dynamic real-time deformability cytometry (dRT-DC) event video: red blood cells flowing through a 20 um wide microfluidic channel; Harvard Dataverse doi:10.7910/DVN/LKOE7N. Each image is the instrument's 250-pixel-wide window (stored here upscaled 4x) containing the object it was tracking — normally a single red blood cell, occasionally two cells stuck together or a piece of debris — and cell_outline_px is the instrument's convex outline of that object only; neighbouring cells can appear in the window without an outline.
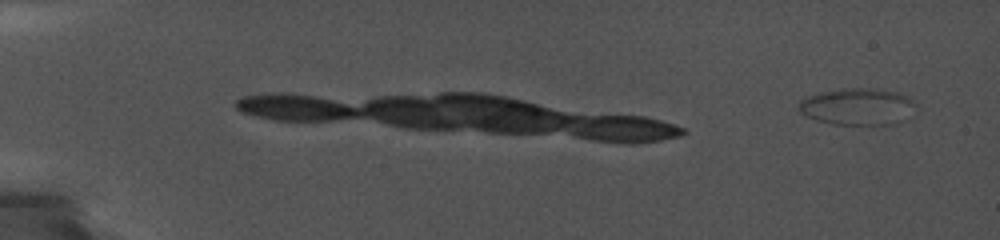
{"species": "common noctule bat (a hibernating species)", "species_latin": "Nyctalus noctula", "temperature_condition": "cold", "stored_images_in_passage": 65, "camera_frame_rate_fps": 5000, "um_per_image_px": 0.085, "animal": {"sex": "female", "body_mass_g": 19.0, "forearm_length_mm": 56.7}, "frame": {"image": 1, "passage_image": 6, "time_ms": 1.2, "image_size_px": [1000, 240], "cell_outline_px": [[912, 104], [896, 124], [832, 124], [816, 120], [800, 112], [800, 104], [808, 96], [828, 92], [856, 88], [888, 92], [900, 96], [908, 100]], "centroid_in_image_um": [72.73, 9.11], "position_along_channel_um": 12.3, "area_um2": 22.89}}
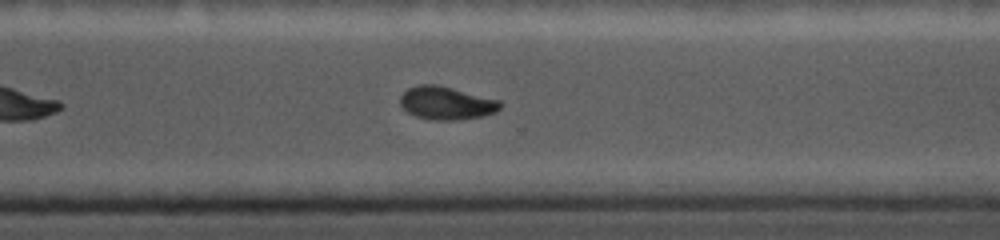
{"frame": {"image": 2, "passage_image": 50, "time_ms": 11.2, "image_size_px": [1000, 240], "cell_outline_px": [[500, 108], [496, 112], [484, 116], [452, 120], [436, 120], [416, 116], [408, 112], [400, 104], [400, 96], [408, 88], [420, 84], [436, 84], [500, 100]], "centroid_in_image_um": [37.94, 8.75], "position_along_channel_um": 332.7, "area_um2": 19.07}}
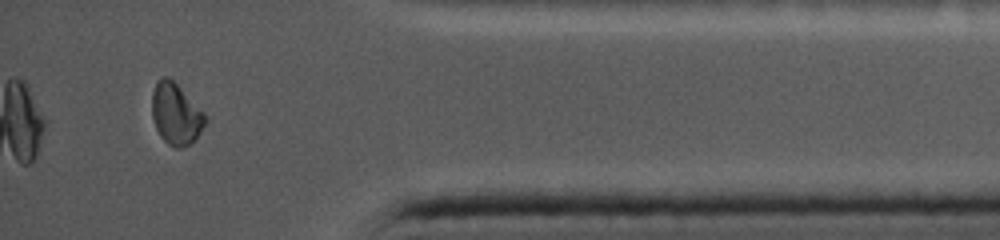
{"frame": {"image": 3, "passage_image": 62, "time_ms": 13.8, "image_size_px": [1000, 240], "cell_outline_px": [[208, 120], [196, 140], [184, 148], [176, 148], [168, 144], [160, 136], [156, 128], [152, 116], [152, 92], [156, 80], [160, 76], [168, 76], [204, 112]], "centroid_in_image_um": [14.95, 9.7], "position_along_channel_um": 420.2, "area_um2": 19.25}, "authors_computed_cell_mechanics": {"area_um2": 20.4612, "velocity_mm_per_s": 3.7561, "shape_relaxation_time_tau1_ms": null, "shape_relaxation_time_tau2_ms": 1.4521, "deformation_change_tau1": null, "deformation_change_tau2": 0.0422}}